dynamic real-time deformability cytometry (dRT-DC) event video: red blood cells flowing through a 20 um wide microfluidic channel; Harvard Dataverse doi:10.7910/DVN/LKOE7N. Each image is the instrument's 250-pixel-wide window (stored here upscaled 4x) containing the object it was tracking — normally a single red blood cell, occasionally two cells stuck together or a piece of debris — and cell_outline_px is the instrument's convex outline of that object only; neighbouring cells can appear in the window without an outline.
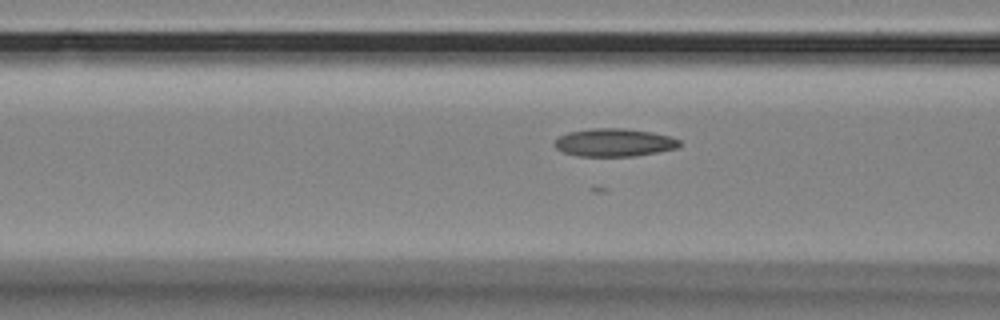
{"species": "Egyptian fruit bat (a non-hibernating species)", "species_latin": "Rousettus aegyptiacus", "temperature_condition": "room temperature", "stored_images_in_passage": 47, "camera_frame_rate_fps": 3000, "um_per_image_px": 0.085, "animal": {"sex": "female"}, "frame": {"image": 1, "passage_image": 19, "time_ms": 6.0, "image_size_px": [1000, 320], "cell_outline_px": [[680, 144], [676, 148], [636, 156], [580, 156], [564, 152], [556, 148], [552, 144], [560, 136], [568, 132], [592, 128], [624, 128], [652, 132], [672, 136], [680, 140]], "centroid_in_image_um": [52.21, 12.1], "position_along_channel_um": 114.4, "area_um2": 20.35}}
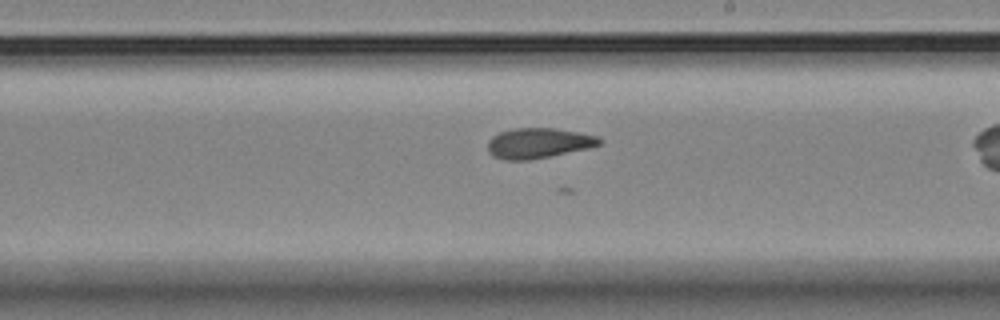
{"frame": {"image": 2, "passage_image": 30, "time_ms": 9.667, "image_size_px": [1000, 320], "cell_outline_px": [[604, 140], [600, 144], [588, 148], [552, 156], [528, 160], [504, 160], [492, 156], [488, 152], [488, 140], [492, 136], [500, 132], [516, 128], [552, 128], [600, 136]], "centroid_in_image_um": [45.76, 12.17], "position_along_channel_um": 243.2, "area_um2": 19.77}}
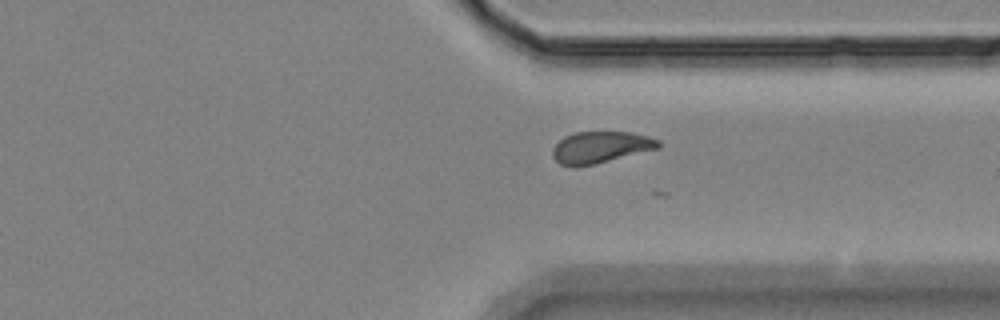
{"frame": {"image": 3, "passage_image": 40, "time_ms": 13.0, "image_size_px": [1000, 320], "cell_outline_px": [[660, 148], [596, 164], [560, 164], [552, 156], [552, 148], [564, 136], [576, 132], [632, 132], [648, 136], [660, 140]], "centroid_in_image_um": [51.1, 12.49], "position_along_channel_um": 360.3, "area_um2": 19.25}}